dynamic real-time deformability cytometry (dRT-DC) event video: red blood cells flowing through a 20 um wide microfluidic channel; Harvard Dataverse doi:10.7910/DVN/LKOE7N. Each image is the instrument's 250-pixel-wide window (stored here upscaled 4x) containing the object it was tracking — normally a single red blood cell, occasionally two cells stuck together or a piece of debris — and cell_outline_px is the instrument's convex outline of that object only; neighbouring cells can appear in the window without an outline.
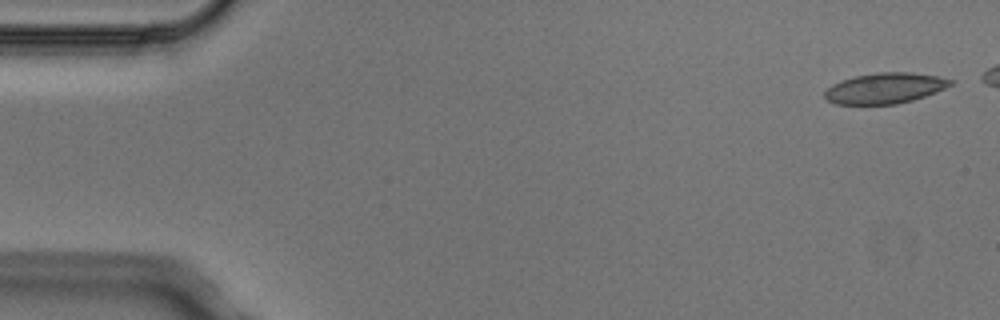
{"species": "Egyptian fruit bat (a non-hibernating species)", "species_latin": "Rousettus aegyptiacus", "temperature_condition": "cold", "stored_images_in_passage": 6, "camera_frame_rate_fps": 3000, "um_per_image_px": 0.085, "animal": {"sex": "male"}, "frame": {"image": 1, "passage_image": 1, "time_ms": 0.0, "image_size_px": [1000, 320], "cell_outline_px": [[956, 80], [952, 84], [936, 92], [912, 100], [896, 104], [836, 104], [828, 100], [824, 96], [824, 92], [832, 84], [856, 76], [880, 72], [908, 72], [936, 76]], "centroid_in_image_um": [75.23, 7.5], "position_along_channel_um": 9.8, "area_um2": 22.2}}
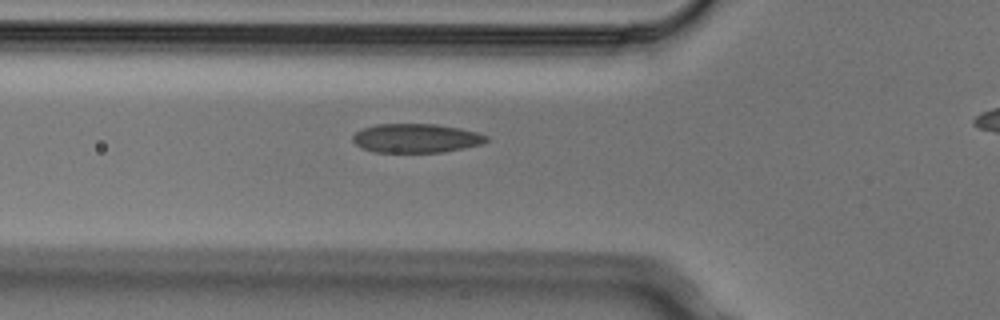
{"frame": {"image": 2, "passage_image": 5, "time_ms": 1.333, "image_size_px": [1000, 320], "cell_outline_px": [[488, 140], [480, 144], [464, 148], [440, 152], [376, 152], [360, 148], [352, 140], [352, 136], [356, 132], [364, 128], [376, 124], [436, 124], [460, 128], [476, 132], [488, 136]], "centroid_in_image_um": [35.35, 11.74], "position_along_channel_um": 90.5, "area_um2": 22.48}}